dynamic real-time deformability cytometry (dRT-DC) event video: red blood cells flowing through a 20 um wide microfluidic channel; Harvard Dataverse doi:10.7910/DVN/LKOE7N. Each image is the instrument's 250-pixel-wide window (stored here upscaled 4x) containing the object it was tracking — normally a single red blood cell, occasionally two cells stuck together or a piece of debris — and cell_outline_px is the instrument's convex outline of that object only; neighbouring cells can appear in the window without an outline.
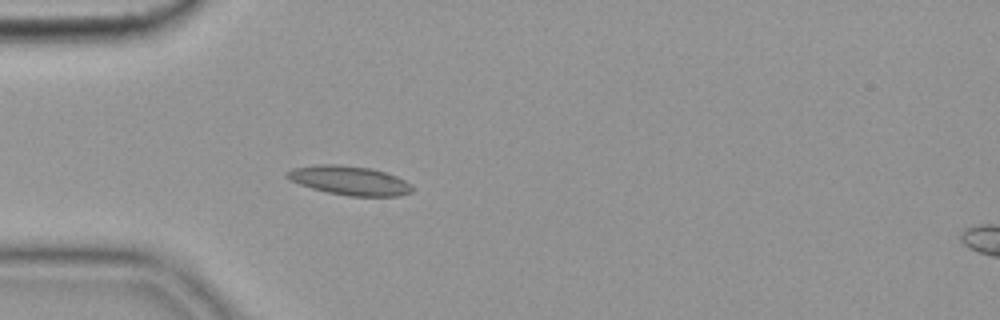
{"species": "common noctule bat (a hibernating species)", "species_latin": "Nyctalus noctula", "temperature_condition": "cold", "stored_images_in_passage": 40, "camera_frame_rate_fps": 3000, "um_per_image_px": 0.085, "animal": {"sex": "female", "body_mass_g": 19.9}, "frame": {"image": 1, "passage_image": 7, "time_ms": 2.0, "image_size_px": [1000, 320], "cell_outline_px": [[412, 192], [400, 196], [348, 196], [328, 192], [312, 188], [288, 180], [284, 176], [292, 168], [316, 164], [336, 164], [372, 168], [396, 176], [404, 180], [412, 188]], "centroid_in_image_um": [29.67, 15.33], "position_along_channel_um": 55.3, "area_um2": 21.15}}
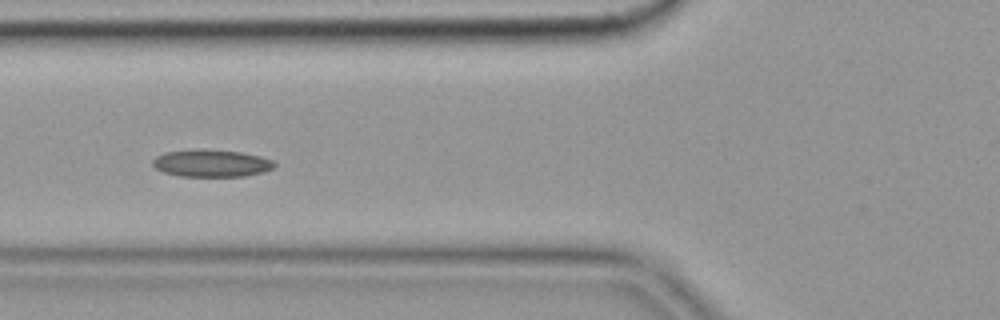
{"frame": {"image": 2, "passage_image": 12, "time_ms": 3.667, "image_size_px": [1000, 320], "cell_outline_px": [[276, 164], [272, 168], [264, 172], [244, 176], [180, 176], [164, 172], [156, 168], [152, 164], [152, 160], [156, 156], [164, 152], [196, 148], [240, 152], [260, 156], [272, 160]], "centroid_in_image_um": [17.94, 13.86], "position_along_channel_um": 107.9, "area_um2": 19.42}, "authors_computed_cell_mechanics": {"area_um2": 19.1896, "velocity_mm_per_s": 3.5964, "shape_relaxation_time_tau1_ms": 2.9975, "shape_relaxation_time_tau2_ms": null, "deformation_change_tau1": 0.0978, "deformation_change_tau2": null}}